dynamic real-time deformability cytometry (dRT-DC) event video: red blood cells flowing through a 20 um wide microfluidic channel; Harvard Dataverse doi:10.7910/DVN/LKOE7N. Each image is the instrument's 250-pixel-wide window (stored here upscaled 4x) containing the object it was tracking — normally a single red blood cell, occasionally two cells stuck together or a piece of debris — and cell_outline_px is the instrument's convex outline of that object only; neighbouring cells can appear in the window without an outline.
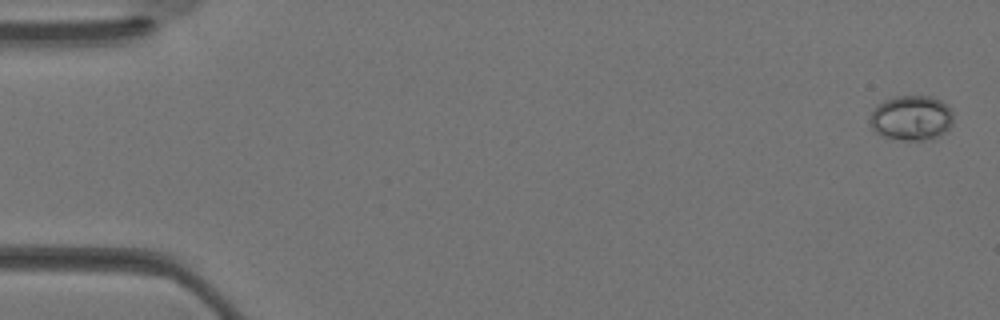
{"species": "Egyptian fruit bat (a non-hibernating species)", "species_latin": "Rousettus aegyptiacus", "temperature_condition": "warm", "stored_images_in_passage": 35, "camera_frame_rate_fps": 3000, "um_per_image_px": 0.085, "animal": {"sex": "female"}, "frame": {"image": 1, "passage_image": 1, "time_ms": 0.0, "image_size_px": [1000, 320], "cell_outline_px": [[952, 124], [948, 132], [932, 140], [900, 140], [884, 136], [876, 132], [872, 128], [868, 120], [876, 104], [884, 100], [896, 96], [932, 96], [940, 100], [952, 108]], "centroid_in_image_um": [77.49, 10.03], "position_along_channel_um": 7.5, "area_um2": 22.31}}
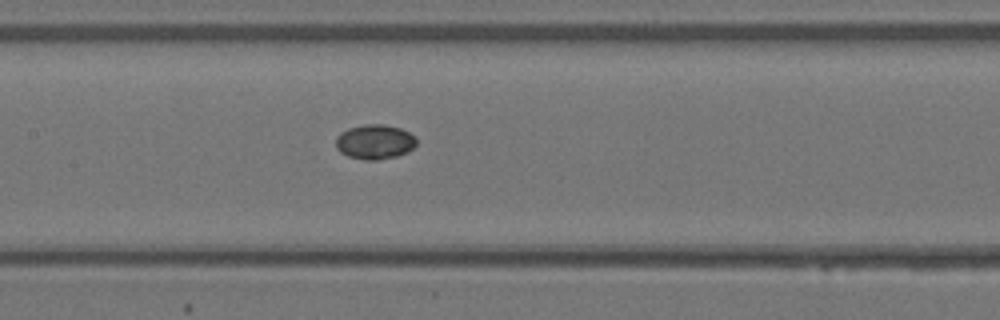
{"frame": {"image": 2, "passage_image": 17, "time_ms": 5.333, "image_size_px": [1000, 320], "cell_outline_px": [[416, 144], [408, 152], [396, 156], [376, 160], [364, 160], [348, 156], [340, 152], [336, 148], [336, 136], [340, 132], [348, 128], [364, 124], [384, 124], [400, 128], [416, 136]], "centroid_in_image_um": [31.84, 12.05], "position_along_channel_um": 175.6, "area_um2": 16.42}}
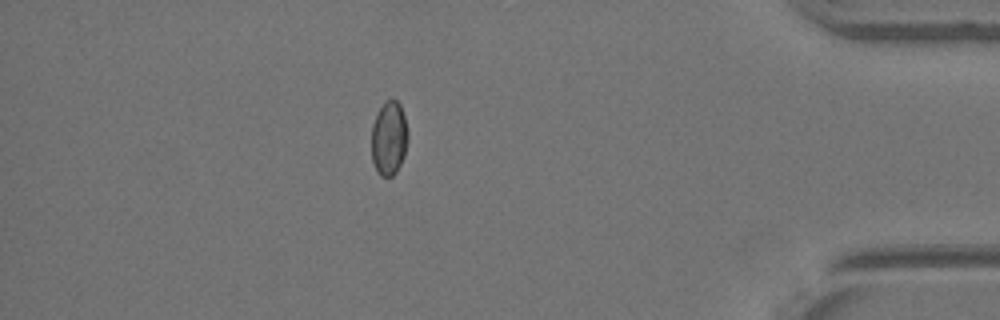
{"frame": {"image": 3, "passage_image": 31, "time_ms": 10.0, "image_size_px": [1000, 320], "cell_outline_px": [[408, 140], [404, 156], [396, 172], [392, 176], [380, 176], [372, 160], [372, 124], [376, 112], [384, 100], [396, 100], [400, 104], [404, 116], [408, 132]], "centroid_in_image_um": [33.06, 11.72], "position_along_channel_um": 402.1, "area_um2": 15.84}}